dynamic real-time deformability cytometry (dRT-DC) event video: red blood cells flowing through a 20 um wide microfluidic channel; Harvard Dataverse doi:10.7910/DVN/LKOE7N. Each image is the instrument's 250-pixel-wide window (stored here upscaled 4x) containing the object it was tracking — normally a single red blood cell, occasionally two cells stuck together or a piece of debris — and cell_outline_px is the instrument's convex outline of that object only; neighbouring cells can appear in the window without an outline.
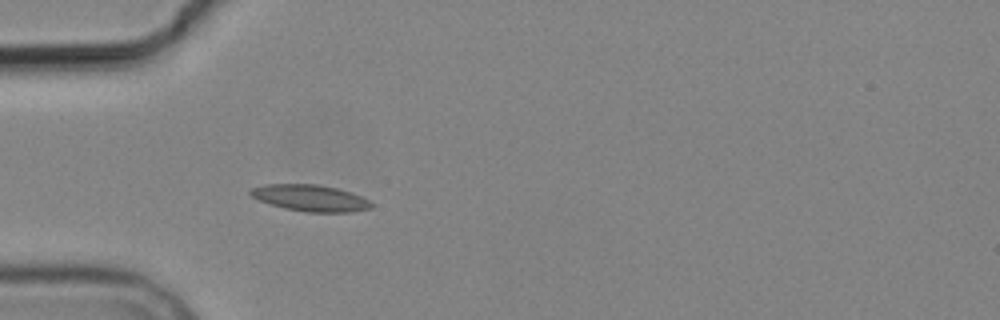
{"species": "common noctule bat (a hibernating species)", "species_latin": "Nyctalus noctula", "temperature_condition": "cold", "stored_images_in_passage": 4, "camera_frame_rate_fps": 3000, "um_per_image_px": 0.085, "animal": {"sex": "male", "body_mass_g": 19.2, "forearm_length_mm": 51.8}, "frame": {"image": 1, "passage_image": 4, "time_ms": 3.667, "image_size_px": [1000, 320], "cell_outline_px": [[372, 208], [352, 212], [308, 212], [284, 208], [268, 204], [256, 200], [248, 192], [252, 188], [264, 184], [316, 184], [336, 188], [360, 196], [368, 200], [372, 204]], "centroid_in_image_um": [26.32, 16.83], "position_along_channel_um": 58.7, "area_um2": 18.61}}